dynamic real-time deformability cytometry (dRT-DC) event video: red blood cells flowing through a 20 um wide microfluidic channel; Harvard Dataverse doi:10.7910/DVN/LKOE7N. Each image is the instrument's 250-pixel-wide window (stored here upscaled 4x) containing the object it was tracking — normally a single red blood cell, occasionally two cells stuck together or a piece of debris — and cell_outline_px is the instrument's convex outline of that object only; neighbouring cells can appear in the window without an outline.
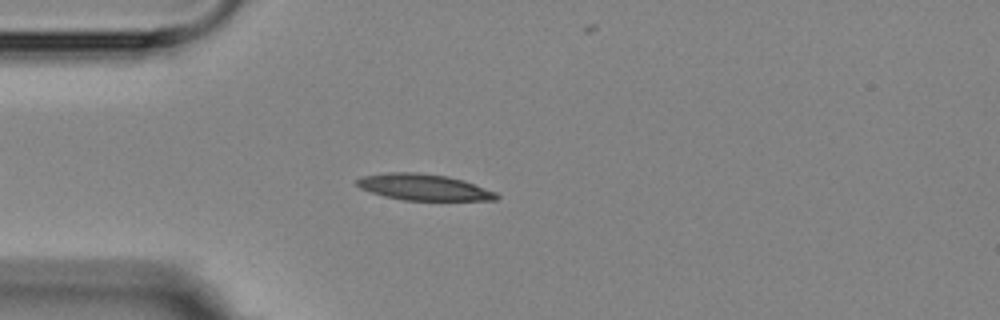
{"species": "Egyptian fruit bat (a non-hibernating species)", "species_latin": "Rousettus aegyptiacus", "temperature_condition": "room temperature", "stored_images_in_passage": 6, "camera_frame_rate_fps": 3000, "um_per_image_px": 0.085, "animal": {"sex": "female"}, "frame": {"image": 1, "passage_image": 5, "time_ms": 4.667, "image_size_px": [1000, 320], "cell_outline_px": [[500, 196], [496, 200], [404, 200], [384, 196], [360, 188], [356, 184], [356, 180], [360, 176], [388, 172], [416, 172], [448, 176], [464, 180], [496, 192]], "centroid_in_image_um": [36.01, 15.9], "position_along_channel_um": 49.0, "area_um2": 21.39}}